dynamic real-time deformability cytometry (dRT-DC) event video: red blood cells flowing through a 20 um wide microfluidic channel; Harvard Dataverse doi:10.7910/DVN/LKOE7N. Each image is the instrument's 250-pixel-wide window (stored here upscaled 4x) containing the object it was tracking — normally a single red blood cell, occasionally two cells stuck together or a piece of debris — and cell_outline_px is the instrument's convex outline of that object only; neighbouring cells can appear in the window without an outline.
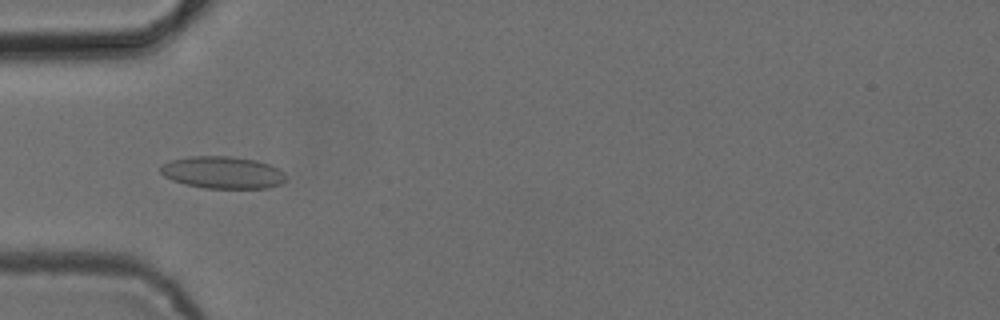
{"species": "common noctule bat (a hibernating species)", "species_latin": "Nyctalus noctula", "temperature_condition": "cold", "stored_images_in_passage": 53, "camera_frame_rate_fps": 3000, "um_per_image_px": 0.085, "animal": {"sex": "female", "body_mass_g": 24.6, "forearm_length_mm": 56.2}, "frame": {"image": 1, "passage_image": 17, "time_ms": 5.333, "image_size_px": [1000, 320], "cell_outline_px": [[288, 180], [280, 184], [268, 188], [204, 188], [184, 184], [172, 180], [164, 176], [160, 172], [160, 168], [164, 164], [172, 160], [192, 156], [232, 156], [256, 160], [268, 164], [284, 172], [288, 176]], "centroid_in_image_um": [18.96, 14.67], "position_along_channel_um": 66.0, "area_um2": 23.58}}
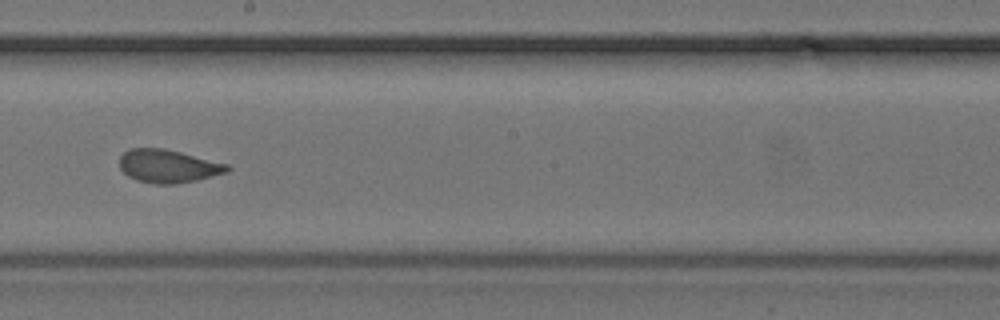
{"frame": {"image": 2, "passage_image": 30, "time_ms": 9.667, "image_size_px": [1000, 320], "cell_outline_px": [[232, 168], [228, 172], [196, 180], [176, 184], [156, 184], [136, 180], [128, 176], [120, 168], [120, 156], [128, 148], [164, 148], [228, 164]], "centroid_in_image_um": [14.29, 14.12], "position_along_channel_um": 233.9, "area_um2": 20.81}}
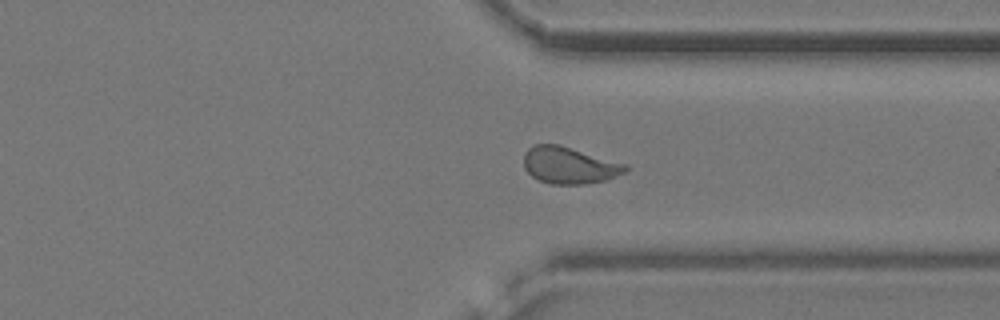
{"frame": {"image": 3, "passage_image": 40, "time_ms": 13.0, "image_size_px": [1000, 320], "cell_outline_px": [[628, 168], [624, 172], [608, 180], [584, 184], [552, 184], [540, 180], [532, 176], [524, 168], [524, 152], [528, 148], [536, 144], [560, 144], [628, 164]], "centroid_in_image_um": [48.4, 14.04], "position_along_channel_um": 363.0, "area_um2": 21.96}, "authors_computed_cell_mechanics": {"area_um2": 21.675, "velocity_mm_per_s": 3.8846, "shape_relaxation_time_tau1_ms": 6.6179, "shape_relaxation_time_tau2_ms": 1.0878, "deformation_change_tau1": 0.158, "deformation_change_tau2": 0.0535}}